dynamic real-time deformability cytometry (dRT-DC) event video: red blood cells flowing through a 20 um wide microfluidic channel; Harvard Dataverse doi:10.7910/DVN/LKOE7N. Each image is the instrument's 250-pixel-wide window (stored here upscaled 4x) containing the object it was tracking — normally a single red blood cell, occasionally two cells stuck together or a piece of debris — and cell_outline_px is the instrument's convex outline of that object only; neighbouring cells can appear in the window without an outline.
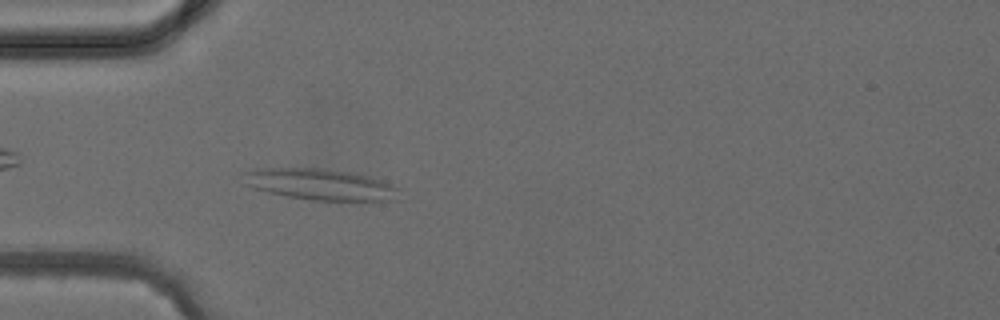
{"species": "common noctule bat (a hibernating species)", "species_latin": "Nyctalus noctula", "temperature_condition": "cold", "stored_images_in_passage": 2, "camera_frame_rate_fps": 3000, "um_per_image_px": 0.085, "animal": {"sex": "female", "body_mass_g": 24.6, "forearm_length_mm": 56.2}, "frame": {"image": 1, "passage_image": 2, "time_ms": 1.333, "image_size_px": [1000, 320], "cell_outline_px": [[400, 200], [312, 200], [288, 196], [268, 192], [252, 188], [244, 184], [240, 172], [256, 168], [324, 168], [348, 172], [368, 176], [384, 180], [400, 188]], "centroid_in_image_um": [27.2, 15.66], "position_along_channel_um": 57.8, "area_um2": 28.73}}